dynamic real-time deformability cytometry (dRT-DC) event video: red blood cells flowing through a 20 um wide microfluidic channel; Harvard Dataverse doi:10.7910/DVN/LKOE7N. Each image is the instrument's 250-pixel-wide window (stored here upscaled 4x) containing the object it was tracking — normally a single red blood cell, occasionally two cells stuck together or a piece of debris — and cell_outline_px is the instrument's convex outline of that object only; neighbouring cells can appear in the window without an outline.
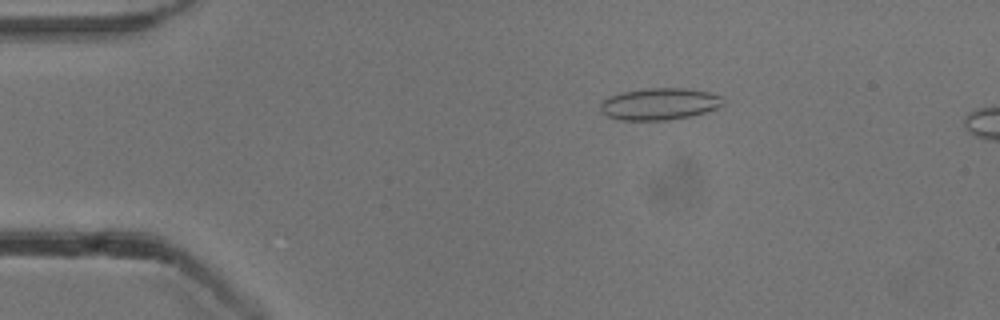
{"species": "common noctule bat (a hibernating species)", "species_latin": "Nyctalus noctula", "temperature_condition": "cold", "stored_images_in_passage": 54, "camera_frame_rate_fps": 3000, "um_per_image_px": 0.085, "animal": {"sex": "male", "body_mass_g": 13.3}, "frame": {"image": 1, "passage_image": 10, "time_ms": 3.0, "image_size_px": [1000, 320], "cell_outline_px": [[724, 104], [716, 108], [692, 116], [668, 120], [620, 120], [608, 116], [600, 108], [600, 104], [604, 100], [620, 92], [648, 88], [688, 88], [708, 92], [724, 96]], "centroid_in_image_um": [56.1, 8.83], "position_along_channel_um": 28.9, "area_um2": 22.77}}
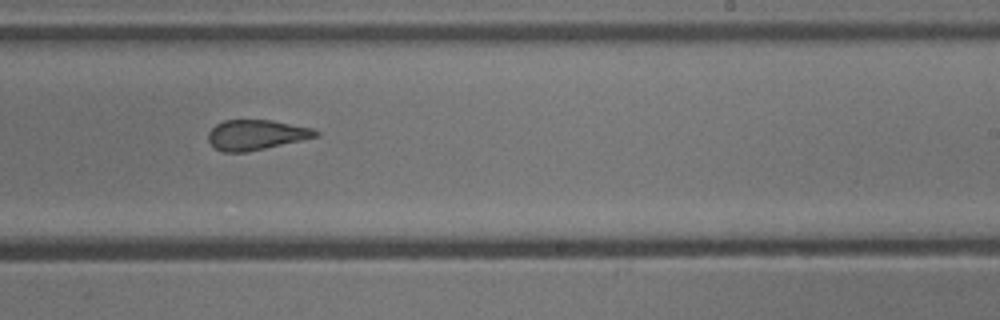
{"frame": {"image": 2, "passage_image": 33, "time_ms": 10.667, "image_size_px": [1000, 320], "cell_outline_px": [[320, 136], [264, 148], [244, 152], [224, 152], [216, 148], [208, 140], [208, 132], [216, 124], [224, 120], [272, 120], [312, 128], [320, 132]], "centroid_in_image_um": [21.78, 11.45], "position_along_channel_um": 267.2, "area_um2": 18.67}}
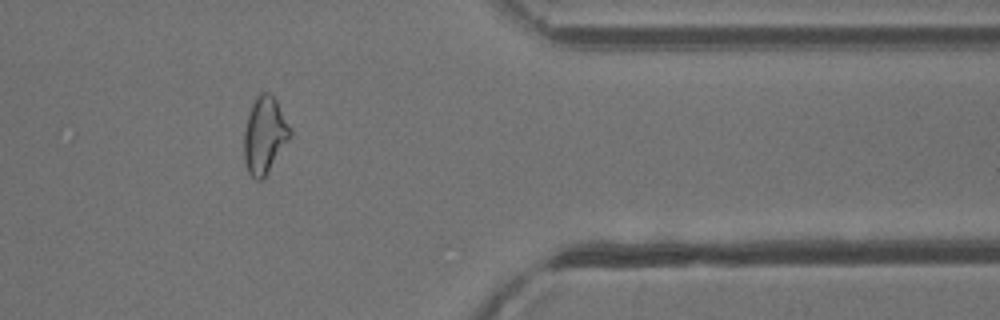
{"frame": {"image": 3, "passage_image": 44, "time_ms": 14.333, "image_size_px": [1000, 320], "cell_outline_px": [[292, 136], [264, 176], [260, 180], [256, 180], [248, 172], [244, 160], [244, 132], [248, 116], [252, 104], [256, 96], [260, 92], [268, 92], [276, 100], [292, 128]], "centroid_in_image_um": [22.5, 11.46], "position_along_channel_um": 388.9, "area_um2": 20.46}}